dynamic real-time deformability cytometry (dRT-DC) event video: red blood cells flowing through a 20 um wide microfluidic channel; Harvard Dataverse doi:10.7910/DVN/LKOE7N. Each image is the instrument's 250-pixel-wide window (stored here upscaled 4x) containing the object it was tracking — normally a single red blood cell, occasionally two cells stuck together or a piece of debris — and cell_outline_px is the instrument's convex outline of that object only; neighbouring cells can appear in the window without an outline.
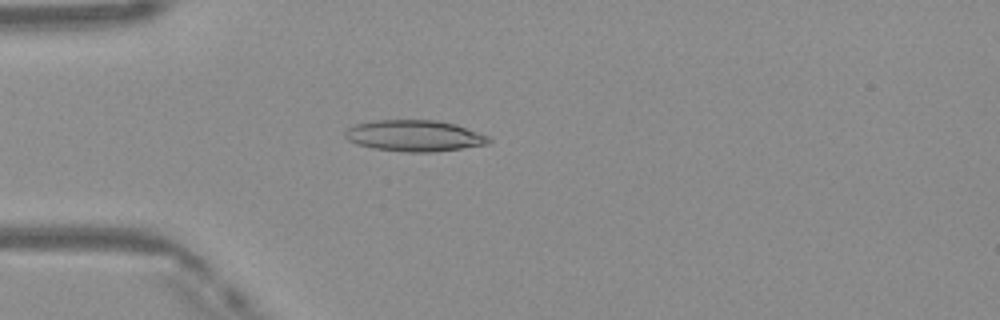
{"species": "Egyptian fruit bat (a non-hibernating species)", "species_latin": "Rousettus aegyptiacus", "temperature_condition": "warm", "stored_images_in_passage": 49, "camera_frame_rate_fps": 3000, "um_per_image_px": 0.085, "frame": {"image": 1, "passage_image": 14, "time_ms": 4.333, "image_size_px": [1000, 320], "cell_outline_px": [[492, 140], [488, 144], [432, 152], [408, 152], [372, 148], [356, 144], [348, 140], [344, 136], [344, 132], [348, 128], [356, 124], [376, 120], [436, 120], [452, 124], [488, 136]], "centroid_in_image_um": [35.17, 11.54], "position_along_channel_um": 49.8, "area_um2": 25.84}}
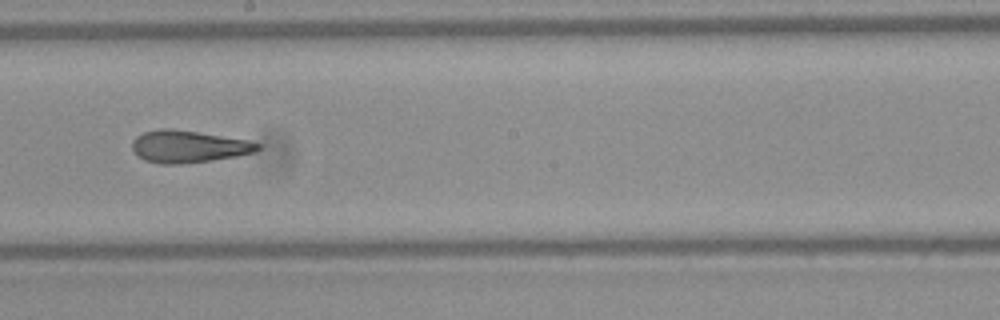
{"frame": {"image": 2, "passage_image": 28, "time_ms": 9.0, "image_size_px": [1000, 320], "cell_outline_px": [[264, 144], [256, 152], [236, 156], [212, 160], [180, 164], [160, 164], [144, 160], [132, 148], [132, 140], [136, 136], [144, 132], [160, 128], [172, 128], [248, 140]], "centroid_in_image_um": [16.04, 12.45], "position_along_channel_um": 232.2, "area_um2": 23.58}}
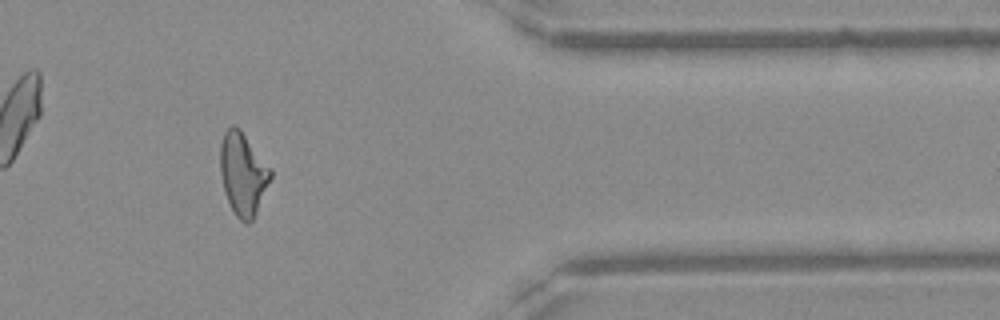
{"frame": {"image": 3, "passage_image": 41, "time_ms": 13.333, "image_size_px": [1000, 320], "cell_outline_px": [[272, 176], [256, 212], [252, 220], [248, 224], [240, 220], [236, 216], [228, 200], [224, 188], [220, 172], [220, 144], [224, 132], [232, 124], [240, 128], [272, 168]], "centroid_in_image_um": [20.66, 14.73], "position_along_channel_um": 390.7, "area_um2": 24.16}, "authors_computed_cell_mechanics": {"area_um2": 24.6806, "velocity_mm_per_s": 4.1542, "shape_relaxation_time_tau1_ms": null, "shape_relaxation_time_tau2_ms": 2.9121, "deformation_change_tau1": null, "deformation_change_tau2": 0.1317}}